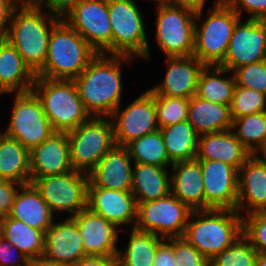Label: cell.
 <instances>
[{"label": "cell", "instance_id": "cell-1", "mask_svg": "<svg viewBox=\"0 0 266 266\" xmlns=\"http://www.w3.org/2000/svg\"><path fill=\"white\" fill-rule=\"evenodd\" d=\"M134 57L98 53L76 77L79 96L86 111L95 117H110L122 102L124 64ZM123 64V65H122Z\"/></svg>", "mask_w": 266, "mask_h": 266}, {"label": "cell", "instance_id": "cell-2", "mask_svg": "<svg viewBox=\"0 0 266 266\" xmlns=\"http://www.w3.org/2000/svg\"><path fill=\"white\" fill-rule=\"evenodd\" d=\"M60 20L37 2L22 1L12 14L5 39L35 74L45 64L52 28Z\"/></svg>", "mask_w": 266, "mask_h": 266}, {"label": "cell", "instance_id": "cell-3", "mask_svg": "<svg viewBox=\"0 0 266 266\" xmlns=\"http://www.w3.org/2000/svg\"><path fill=\"white\" fill-rule=\"evenodd\" d=\"M242 235V215L232 209L192 211L183 238L209 261Z\"/></svg>", "mask_w": 266, "mask_h": 266}, {"label": "cell", "instance_id": "cell-4", "mask_svg": "<svg viewBox=\"0 0 266 266\" xmlns=\"http://www.w3.org/2000/svg\"><path fill=\"white\" fill-rule=\"evenodd\" d=\"M98 53L63 19L53 28L44 66L36 77L74 80Z\"/></svg>", "mask_w": 266, "mask_h": 266}, {"label": "cell", "instance_id": "cell-5", "mask_svg": "<svg viewBox=\"0 0 266 266\" xmlns=\"http://www.w3.org/2000/svg\"><path fill=\"white\" fill-rule=\"evenodd\" d=\"M213 4L206 18L202 19L204 8L196 12L195 18L193 56L205 66H219L223 62L233 30L241 19L223 0Z\"/></svg>", "mask_w": 266, "mask_h": 266}, {"label": "cell", "instance_id": "cell-6", "mask_svg": "<svg viewBox=\"0 0 266 266\" xmlns=\"http://www.w3.org/2000/svg\"><path fill=\"white\" fill-rule=\"evenodd\" d=\"M32 91L40 99L55 132L68 133L91 117L73 80L36 77Z\"/></svg>", "mask_w": 266, "mask_h": 266}, {"label": "cell", "instance_id": "cell-7", "mask_svg": "<svg viewBox=\"0 0 266 266\" xmlns=\"http://www.w3.org/2000/svg\"><path fill=\"white\" fill-rule=\"evenodd\" d=\"M112 54L150 60L145 21L136 0H108Z\"/></svg>", "mask_w": 266, "mask_h": 266}, {"label": "cell", "instance_id": "cell-8", "mask_svg": "<svg viewBox=\"0 0 266 266\" xmlns=\"http://www.w3.org/2000/svg\"><path fill=\"white\" fill-rule=\"evenodd\" d=\"M67 136L72 167L86 174L116 145L110 117L91 116Z\"/></svg>", "mask_w": 266, "mask_h": 266}, {"label": "cell", "instance_id": "cell-9", "mask_svg": "<svg viewBox=\"0 0 266 266\" xmlns=\"http://www.w3.org/2000/svg\"><path fill=\"white\" fill-rule=\"evenodd\" d=\"M155 42L165 57L191 56L194 51L195 10L170 4L156 5Z\"/></svg>", "mask_w": 266, "mask_h": 266}, {"label": "cell", "instance_id": "cell-10", "mask_svg": "<svg viewBox=\"0 0 266 266\" xmlns=\"http://www.w3.org/2000/svg\"><path fill=\"white\" fill-rule=\"evenodd\" d=\"M15 95L11 117L4 132L31 151L56 132L43 111L40 99L33 91Z\"/></svg>", "mask_w": 266, "mask_h": 266}, {"label": "cell", "instance_id": "cell-11", "mask_svg": "<svg viewBox=\"0 0 266 266\" xmlns=\"http://www.w3.org/2000/svg\"><path fill=\"white\" fill-rule=\"evenodd\" d=\"M192 210L171 192L138 204L135 228L163 239L182 238Z\"/></svg>", "mask_w": 266, "mask_h": 266}, {"label": "cell", "instance_id": "cell-12", "mask_svg": "<svg viewBox=\"0 0 266 266\" xmlns=\"http://www.w3.org/2000/svg\"><path fill=\"white\" fill-rule=\"evenodd\" d=\"M89 174L73 170L60 175L37 178L32 184L55 213L77 215L87 208Z\"/></svg>", "mask_w": 266, "mask_h": 266}, {"label": "cell", "instance_id": "cell-13", "mask_svg": "<svg viewBox=\"0 0 266 266\" xmlns=\"http://www.w3.org/2000/svg\"><path fill=\"white\" fill-rule=\"evenodd\" d=\"M62 19L97 53L112 54L108 0H81Z\"/></svg>", "mask_w": 266, "mask_h": 266}, {"label": "cell", "instance_id": "cell-14", "mask_svg": "<svg viewBox=\"0 0 266 266\" xmlns=\"http://www.w3.org/2000/svg\"><path fill=\"white\" fill-rule=\"evenodd\" d=\"M140 94L127 107L122 109L119 106L110 116L118 146H126L131 141L160 129L155 95L149 89Z\"/></svg>", "mask_w": 266, "mask_h": 266}, {"label": "cell", "instance_id": "cell-15", "mask_svg": "<svg viewBox=\"0 0 266 266\" xmlns=\"http://www.w3.org/2000/svg\"><path fill=\"white\" fill-rule=\"evenodd\" d=\"M241 18L232 33L229 47L219 67L234 71L246 64L266 60V23Z\"/></svg>", "mask_w": 266, "mask_h": 266}, {"label": "cell", "instance_id": "cell-16", "mask_svg": "<svg viewBox=\"0 0 266 266\" xmlns=\"http://www.w3.org/2000/svg\"><path fill=\"white\" fill-rule=\"evenodd\" d=\"M202 168L205 210H236L239 171L226 163L199 160Z\"/></svg>", "mask_w": 266, "mask_h": 266}, {"label": "cell", "instance_id": "cell-17", "mask_svg": "<svg viewBox=\"0 0 266 266\" xmlns=\"http://www.w3.org/2000/svg\"><path fill=\"white\" fill-rule=\"evenodd\" d=\"M87 208L118 228H135L138 205L131 191L96 187L89 180Z\"/></svg>", "mask_w": 266, "mask_h": 266}, {"label": "cell", "instance_id": "cell-18", "mask_svg": "<svg viewBox=\"0 0 266 266\" xmlns=\"http://www.w3.org/2000/svg\"><path fill=\"white\" fill-rule=\"evenodd\" d=\"M166 71L162 81L150 91L154 95L190 98L197 93L198 79L205 67L195 56L164 57Z\"/></svg>", "mask_w": 266, "mask_h": 266}, {"label": "cell", "instance_id": "cell-19", "mask_svg": "<svg viewBox=\"0 0 266 266\" xmlns=\"http://www.w3.org/2000/svg\"><path fill=\"white\" fill-rule=\"evenodd\" d=\"M71 218L78 226L88 256L117 257L118 227L89 208Z\"/></svg>", "mask_w": 266, "mask_h": 266}, {"label": "cell", "instance_id": "cell-20", "mask_svg": "<svg viewBox=\"0 0 266 266\" xmlns=\"http://www.w3.org/2000/svg\"><path fill=\"white\" fill-rule=\"evenodd\" d=\"M43 256L70 266L88 257L78 226L71 217L53 222L45 231Z\"/></svg>", "mask_w": 266, "mask_h": 266}, {"label": "cell", "instance_id": "cell-21", "mask_svg": "<svg viewBox=\"0 0 266 266\" xmlns=\"http://www.w3.org/2000/svg\"><path fill=\"white\" fill-rule=\"evenodd\" d=\"M67 133H54L30 151L31 184L49 175L73 171Z\"/></svg>", "mask_w": 266, "mask_h": 266}, {"label": "cell", "instance_id": "cell-22", "mask_svg": "<svg viewBox=\"0 0 266 266\" xmlns=\"http://www.w3.org/2000/svg\"><path fill=\"white\" fill-rule=\"evenodd\" d=\"M236 210L242 216L256 211H266V163L255 154H252L239 169ZM242 211L245 214H242Z\"/></svg>", "mask_w": 266, "mask_h": 266}, {"label": "cell", "instance_id": "cell-23", "mask_svg": "<svg viewBox=\"0 0 266 266\" xmlns=\"http://www.w3.org/2000/svg\"><path fill=\"white\" fill-rule=\"evenodd\" d=\"M133 163L127 148L115 145L89 173V180L96 187L131 191Z\"/></svg>", "mask_w": 266, "mask_h": 266}, {"label": "cell", "instance_id": "cell-24", "mask_svg": "<svg viewBox=\"0 0 266 266\" xmlns=\"http://www.w3.org/2000/svg\"><path fill=\"white\" fill-rule=\"evenodd\" d=\"M170 192L192 211L205 210L202 168L197 158L171 165Z\"/></svg>", "mask_w": 266, "mask_h": 266}, {"label": "cell", "instance_id": "cell-25", "mask_svg": "<svg viewBox=\"0 0 266 266\" xmlns=\"http://www.w3.org/2000/svg\"><path fill=\"white\" fill-rule=\"evenodd\" d=\"M251 155L231 129L199 135L198 160L221 161L239 171Z\"/></svg>", "mask_w": 266, "mask_h": 266}, {"label": "cell", "instance_id": "cell-26", "mask_svg": "<svg viewBox=\"0 0 266 266\" xmlns=\"http://www.w3.org/2000/svg\"><path fill=\"white\" fill-rule=\"evenodd\" d=\"M36 74L7 39H0V86L8 93L32 91Z\"/></svg>", "mask_w": 266, "mask_h": 266}, {"label": "cell", "instance_id": "cell-27", "mask_svg": "<svg viewBox=\"0 0 266 266\" xmlns=\"http://www.w3.org/2000/svg\"><path fill=\"white\" fill-rule=\"evenodd\" d=\"M9 216L44 233L54 222V214L41 193L31 183L23 185L18 190Z\"/></svg>", "mask_w": 266, "mask_h": 266}, {"label": "cell", "instance_id": "cell-28", "mask_svg": "<svg viewBox=\"0 0 266 266\" xmlns=\"http://www.w3.org/2000/svg\"><path fill=\"white\" fill-rule=\"evenodd\" d=\"M167 168L134 163L131 192L137 205L170 193V169Z\"/></svg>", "mask_w": 266, "mask_h": 266}, {"label": "cell", "instance_id": "cell-29", "mask_svg": "<svg viewBox=\"0 0 266 266\" xmlns=\"http://www.w3.org/2000/svg\"><path fill=\"white\" fill-rule=\"evenodd\" d=\"M187 121L199 135L232 128L230 106L216 104L198 97L189 98Z\"/></svg>", "mask_w": 266, "mask_h": 266}, {"label": "cell", "instance_id": "cell-30", "mask_svg": "<svg viewBox=\"0 0 266 266\" xmlns=\"http://www.w3.org/2000/svg\"><path fill=\"white\" fill-rule=\"evenodd\" d=\"M0 179L21 185L31 183L30 151L6 135L0 140Z\"/></svg>", "mask_w": 266, "mask_h": 266}, {"label": "cell", "instance_id": "cell-31", "mask_svg": "<svg viewBox=\"0 0 266 266\" xmlns=\"http://www.w3.org/2000/svg\"><path fill=\"white\" fill-rule=\"evenodd\" d=\"M127 245L119 248L117 266H154L158 246L165 240L150 232L131 228Z\"/></svg>", "mask_w": 266, "mask_h": 266}, {"label": "cell", "instance_id": "cell-32", "mask_svg": "<svg viewBox=\"0 0 266 266\" xmlns=\"http://www.w3.org/2000/svg\"><path fill=\"white\" fill-rule=\"evenodd\" d=\"M229 73L230 77L227 76ZM235 86L232 71L219 66H205L198 79L196 95L209 102L230 106Z\"/></svg>", "mask_w": 266, "mask_h": 266}, {"label": "cell", "instance_id": "cell-33", "mask_svg": "<svg viewBox=\"0 0 266 266\" xmlns=\"http://www.w3.org/2000/svg\"><path fill=\"white\" fill-rule=\"evenodd\" d=\"M159 130L172 164L196 159L199 134L187 120Z\"/></svg>", "mask_w": 266, "mask_h": 266}, {"label": "cell", "instance_id": "cell-34", "mask_svg": "<svg viewBox=\"0 0 266 266\" xmlns=\"http://www.w3.org/2000/svg\"><path fill=\"white\" fill-rule=\"evenodd\" d=\"M1 236L16 246L29 260L43 256L45 233L34 229L23 221L12 217H2Z\"/></svg>", "mask_w": 266, "mask_h": 266}, {"label": "cell", "instance_id": "cell-35", "mask_svg": "<svg viewBox=\"0 0 266 266\" xmlns=\"http://www.w3.org/2000/svg\"><path fill=\"white\" fill-rule=\"evenodd\" d=\"M125 147L134 163L158 167H170L172 165L160 130L135 139Z\"/></svg>", "mask_w": 266, "mask_h": 266}, {"label": "cell", "instance_id": "cell-36", "mask_svg": "<svg viewBox=\"0 0 266 266\" xmlns=\"http://www.w3.org/2000/svg\"><path fill=\"white\" fill-rule=\"evenodd\" d=\"M231 130L242 145L255 154L266 139V111L233 119Z\"/></svg>", "mask_w": 266, "mask_h": 266}, {"label": "cell", "instance_id": "cell-37", "mask_svg": "<svg viewBox=\"0 0 266 266\" xmlns=\"http://www.w3.org/2000/svg\"><path fill=\"white\" fill-rule=\"evenodd\" d=\"M257 254L250 241L242 234L210 260V266H255Z\"/></svg>", "mask_w": 266, "mask_h": 266}, {"label": "cell", "instance_id": "cell-38", "mask_svg": "<svg viewBox=\"0 0 266 266\" xmlns=\"http://www.w3.org/2000/svg\"><path fill=\"white\" fill-rule=\"evenodd\" d=\"M155 108L160 128L187 120L189 98L155 95Z\"/></svg>", "mask_w": 266, "mask_h": 266}, {"label": "cell", "instance_id": "cell-39", "mask_svg": "<svg viewBox=\"0 0 266 266\" xmlns=\"http://www.w3.org/2000/svg\"><path fill=\"white\" fill-rule=\"evenodd\" d=\"M266 111V94L242 86H235L230 104L232 119Z\"/></svg>", "mask_w": 266, "mask_h": 266}, {"label": "cell", "instance_id": "cell-40", "mask_svg": "<svg viewBox=\"0 0 266 266\" xmlns=\"http://www.w3.org/2000/svg\"><path fill=\"white\" fill-rule=\"evenodd\" d=\"M242 234L258 253L266 254V211L242 216Z\"/></svg>", "mask_w": 266, "mask_h": 266}, {"label": "cell", "instance_id": "cell-41", "mask_svg": "<svg viewBox=\"0 0 266 266\" xmlns=\"http://www.w3.org/2000/svg\"><path fill=\"white\" fill-rule=\"evenodd\" d=\"M233 74L236 85L266 94V60L238 67Z\"/></svg>", "mask_w": 266, "mask_h": 266}, {"label": "cell", "instance_id": "cell-42", "mask_svg": "<svg viewBox=\"0 0 266 266\" xmlns=\"http://www.w3.org/2000/svg\"><path fill=\"white\" fill-rule=\"evenodd\" d=\"M176 266H210V261L183 237L173 238Z\"/></svg>", "mask_w": 266, "mask_h": 266}, {"label": "cell", "instance_id": "cell-43", "mask_svg": "<svg viewBox=\"0 0 266 266\" xmlns=\"http://www.w3.org/2000/svg\"><path fill=\"white\" fill-rule=\"evenodd\" d=\"M241 18L243 11L248 19L266 20V0H223Z\"/></svg>", "mask_w": 266, "mask_h": 266}, {"label": "cell", "instance_id": "cell-44", "mask_svg": "<svg viewBox=\"0 0 266 266\" xmlns=\"http://www.w3.org/2000/svg\"><path fill=\"white\" fill-rule=\"evenodd\" d=\"M30 260L4 237H0V266H29Z\"/></svg>", "mask_w": 266, "mask_h": 266}, {"label": "cell", "instance_id": "cell-45", "mask_svg": "<svg viewBox=\"0 0 266 266\" xmlns=\"http://www.w3.org/2000/svg\"><path fill=\"white\" fill-rule=\"evenodd\" d=\"M23 185L0 179V217L10 214L18 190Z\"/></svg>", "mask_w": 266, "mask_h": 266}, {"label": "cell", "instance_id": "cell-46", "mask_svg": "<svg viewBox=\"0 0 266 266\" xmlns=\"http://www.w3.org/2000/svg\"><path fill=\"white\" fill-rule=\"evenodd\" d=\"M81 0H38L37 3L52 15L63 18Z\"/></svg>", "mask_w": 266, "mask_h": 266}, {"label": "cell", "instance_id": "cell-47", "mask_svg": "<svg viewBox=\"0 0 266 266\" xmlns=\"http://www.w3.org/2000/svg\"><path fill=\"white\" fill-rule=\"evenodd\" d=\"M22 0H0V39L6 38L14 10Z\"/></svg>", "mask_w": 266, "mask_h": 266}, {"label": "cell", "instance_id": "cell-48", "mask_svg": "<svg viewBox=\"0 0 266 266\" xmlns=\"http://www.w3.org/2000/svg\"><path fill=\"white\" fill-rule=\"evenodd\" d=\"M154 266H176L173 253V238L165 239L158 246Z\"/></svg>", "mask_w": 266, "mask_h": 266}, {"label": "cell", "instance_id": "cell-49", "mask_svg": "<svg viewBox=\"0 0 266 266\" xmlns=\"http://www.w3.org/2000/svg\"><path fill=\"white\" fill-rule=\"evenodd\" d=\"M71 266H117V257L88 256Z\"/></svg>", "mask_w": 266, "mask_h": 266}, {"label": "cell", "instance_id": "cell-50", "mask_svg": "<svg viewBox=\"0 0 266 266\" xmlns=\"http://www.w3.org/2000/svg\"><path fill=\"white\" fill-rule=\"evenodd\" d=\"M206 2V0H171V5L184 6L198 11L205 7Z\"/></svg>", "mask_w": 266, "mask_h": 266}, {"label": "cell", "instance_id": "cell-51", "mask_svg": "<svg viewBox=\"0 0 266 266\" xmlns=\"http://www.w3.org/2000/svg\"><path fill=\"white\" fill-rule=\"evenodd\" d=\"M29 266H70V265L61 264L56 261L47 259L44 256H39L35 259L30 260Z\"/></svg>", "mask_w": 266, "mask_h": 266}, {"label": "cell", "instance_id": "cell-52", "mask_svg": "<svg viewBox=\"0 0 266 266\" xmlns=\"http://www.w3.org/2000/svg\"><path fill=\"white\" fill-rule=\"evenodd\" d=\"M261 154V155H259ZM255 155L263 162L266 163V139L263 145L256 151ZM261 156V157H260Z\"/></svg>", "mask_w": 266, "mask_h": 266}, {"label": "cell", "instance_id": "cell-53", "mask_svg": "<svg viewBox=\"0 0 266 266\" xmlns=\"http://www.w3.org/2000/svg\"><path fill=\"white\" fill-rule=\"evenodd\" d=\"M255 266H266V254L258 253L255 259Z\"/></svg>", "mask_w": 266, "mask_h": 266}, {"label": "cell", "instance_id": "cell-54", "mask_svg": "<svg viewBox=\"0 0 266 266\" xmlns=\"http://www.w3.org/2000/svg\"><path fill=\"white\" fill-rule=\"evenodd\" d=\"M148 1L156 2V5H159V4H170L171 5V0H148Z\"/></svg>", "mask_w": 266, "mask_h": 266}, {"label": "cell", "instance_id": "cell-55", "mask_svg": "<svg viewBox=\"0 0 266 266\" xmlns=\"http://www.w3.org/2000/svg\"><path fill=\"white\" fill-rule=\"evenodd\" d=\"M8 94L1 86H0V96L2 97V95Z\"/></svg>", "mask_w": 266, "mask_h": 266}, {"label": "cell", "instance_id": "cell-56", "mask_svg": "<svg viewBox=\"0 0 266 266\" xmlns=\"http://www.w3.org/2000/svg\"><path fill=\"white\" fill-rule=\"evenodd\" d=\"M1 231H2V217H0V237H1Z\"/></svg>", "mask_w": 266, "mask_h": 266}, {"label": "cell", "instance_id": "cell-57", "mask_svg": "<svg viewBox=\"0 0 266 266\" xmlns=\"http://www.w3.org/2000/svg\"><path fill=\"white\" fill-rule=\"evenodd\" d=\"M5 135V132L3 131H1V129H0V140L3 138V136Z\"/></svg>", "mask_w": 266, "mask_h": 266}, {"label": "cell", "instance_id": "cell-58", "mask_svg": "<svg viewBox=\"0 0 266 266\" xmlns=\"http://www.w3.org/2000/svg\"><path fill=\"white\" fill-rule=\"evenodd\" d=\"M23 2H37L38 0H22Z\"/></svg>", "mask_w": 266, "mask_h": 266}]
</instances>
